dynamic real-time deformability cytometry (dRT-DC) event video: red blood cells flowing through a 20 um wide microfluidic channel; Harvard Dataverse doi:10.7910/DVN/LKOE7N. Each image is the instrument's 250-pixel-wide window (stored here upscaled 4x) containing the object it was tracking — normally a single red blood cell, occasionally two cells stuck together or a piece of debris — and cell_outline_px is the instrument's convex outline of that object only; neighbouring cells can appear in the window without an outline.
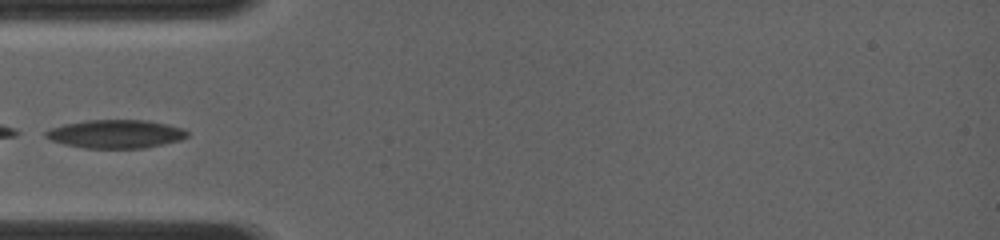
{"species": "common noctule bat (a hibernating species)", "species_latin": "Nyctalus noctula", "temperature_condition": "room temperature", "stored_images_in_passage": 21, "camera_frame_rate_fps": 4000, "um_per_image_px": 0.085, "animal": {"sex": "female", "body_mass_g": 19.0, "forearm_length_mm": 56.7}, "frame": {"image": 1, "passage_image": 1, "time_ms": 0.0, "image_size_px": [1000, 240], "cell_outline_px": [[188, 136], [180, 140], [144, 148], [84, 148], [64, 144], [52, 140], [44, 136], [44, 132], [48, 128], [64, 124], [88, 120], [148, 120], [168, 124], [184, 128], [188, 132]], "centroid_in_image_um": [9.83, 11.38], "position_along_channel_um": 75.2, "area_um2": 23.52}}
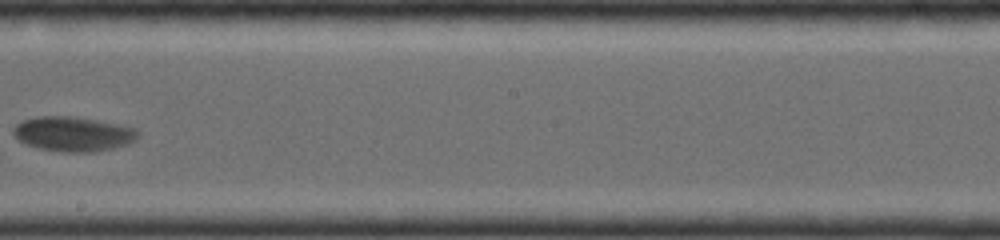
{"frame": {"image": 2, "passage_image": 10, "time_ms": 4.0, "image_size_px": [1000, 240], "cell_outline_px": [[140, 136], [136, 140], [128, 144], [112, 148], [92, 152], [64, 152], [40, 148], [28, 144], [20, 140], [12, 132], [12, 128], [16, 124], [24, 120], [40, 116], [72, 116], [120, 124], [136, 128], [140, 132]], "centroid_in_image_um": [6.27, 11.38], "position_along_channel_um": 241.9, "area_um2": 25.14}}
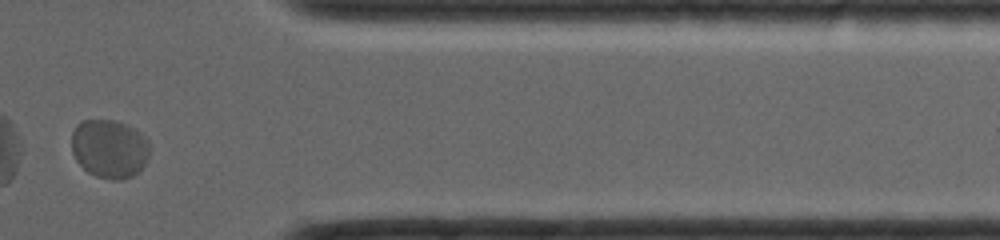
{"frame": {"image": 3, "passage_image": 18, "time_ms": 8.0, "image_size_px": [1000, 240], "cell_outline_px": [[148, 156], [140, 172], [132, 176], [120, 180], [112, 180], [96, 176], [88, 172], [76, 160], [72, 152], [72, 132], [76, 124], [80, 120], [112, 120], [124, 124], [132, 128], [148, 140]], "centroid_in_image_um": [9.27, 12.65], "position_along_channel_um": 402.1, "area_um2": 26.59}}